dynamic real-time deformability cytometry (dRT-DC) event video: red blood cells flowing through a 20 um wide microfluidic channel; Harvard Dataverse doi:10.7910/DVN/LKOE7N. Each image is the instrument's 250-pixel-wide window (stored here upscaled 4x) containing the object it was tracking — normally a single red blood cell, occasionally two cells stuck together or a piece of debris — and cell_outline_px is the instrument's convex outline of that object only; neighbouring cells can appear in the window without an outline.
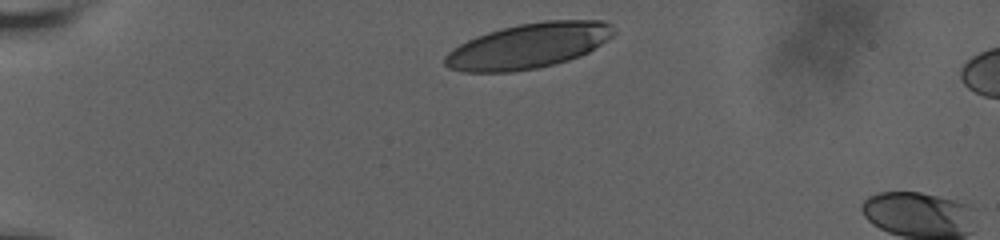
{"species": "human", "species_latin": "Homo sapiens", "temperature_condition": "room temperature", "stored_images_in_passage": 3, "camera_frame_rate_fps": 3000, "um_per_image_px": 0.085, "donor": {"sex": "male"}, "frame": {"image": 1, "passage_image": 1, "time_ms": 0.0, "image_size_px": [1000, 240], "cell_outline_px": [[616, 32], [608, 40], [588, 52], [580, 56], [568, 60], [536, 68], [512, 72], [464, 72], [448, 68], [444, 64], [444, 56], [452, 48], [476, 36], [488, 32], [520, 24], [544, 20], [604, 20], [612, 24]], "centroid_in_image_um": [44.93, 3.89], "position_along_channel_um": 40.1, "area_um2": 44.51}}